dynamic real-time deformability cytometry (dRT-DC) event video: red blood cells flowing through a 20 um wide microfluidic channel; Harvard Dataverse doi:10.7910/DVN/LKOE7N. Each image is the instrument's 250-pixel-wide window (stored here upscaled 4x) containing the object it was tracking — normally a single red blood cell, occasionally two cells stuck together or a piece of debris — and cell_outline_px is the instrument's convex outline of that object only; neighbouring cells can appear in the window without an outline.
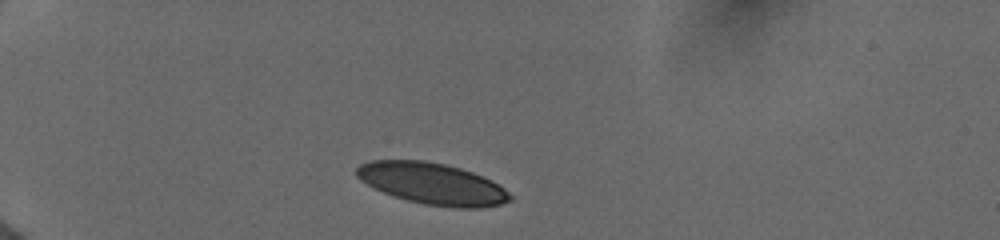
{"species": "human", "species_latin": "Homo sapiens", "temperature_condition": "cold", "stored_images_in_passage": 36, "camera_frame_rate_fps": 3000, "um_per_image_px": 0.085, "donor": {"sex": "female"}, "frame": {"image": 1, "passage_image": 1, "time_ms": 0.0, "image_size_px": [1000, 240], "cell_outline_px": [[512, 200], [500, 204], [480, 208], [452, 208], [424, 204], [392, 196], [360, 180], [356, 176], [356, 168], [360, 164], [368, 160], [424, 160], [444, 164], [460, 168], [472, 172], [492, 180], [504, 188], [512, 196]], "centroid_in_image_um": [36.75, 15.61], "position_along_channel_um": 48.3, "area_um2": 37.17}}
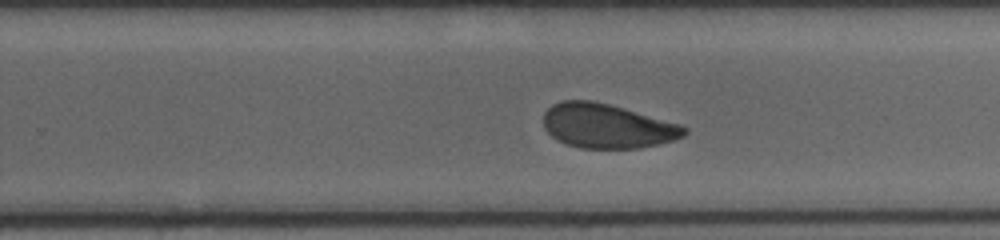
{"frame": {"image": 2, "passage_image": 16, "time_ms": 7.0, "image_size_px": [1000, 240], "cell_outline_px": [[688, 132], [684, 136], [672, 140], [640, 148], [580, 148], [556, 140], [544, 128], [544, 112], [552, 104], [564, 100], [592, 100], [608, 104], [680, 124], [688, 128]], "centroid_in_image_um": [51.58, 10.71], "position_along_channel_um": 278.2, "area_um2": 36.18}}
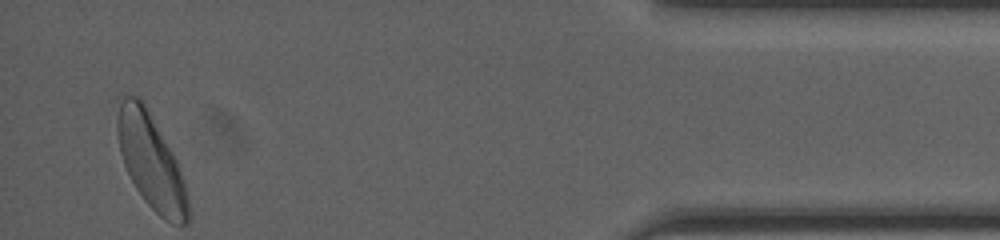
{"frame": {"image": 3, "passage_image": 35, "time_ms": 12.0, "image_size_px": [1000, 240], "cell_outline_px": [[188, 224], [172, 224], [164, 220], [144, 200], [136, 188], [124, 164], [120, 152], [116, 128], [116, 120], [120, 104], [124, 96], [136, 96], [144, 100], [172, 152], [176, 160], [184, 180], [188, 196]], "centroid_in_image_um": [12.84, 13.72], "position_along_channel_um": 422.4, "area_um2": 38.78}, "authors_computed_cell_mechanics": {"area_um2": 37.8012, "velocity_mm_per_s": 3.9369, "shape_relaxation_time_tau1_ms": 4.3206, "shape_relaxation_time_tau2_ms": 2.3631, "deformation_change_tau1": 0.1152, "deformation_change_tau2": 0.0694}}